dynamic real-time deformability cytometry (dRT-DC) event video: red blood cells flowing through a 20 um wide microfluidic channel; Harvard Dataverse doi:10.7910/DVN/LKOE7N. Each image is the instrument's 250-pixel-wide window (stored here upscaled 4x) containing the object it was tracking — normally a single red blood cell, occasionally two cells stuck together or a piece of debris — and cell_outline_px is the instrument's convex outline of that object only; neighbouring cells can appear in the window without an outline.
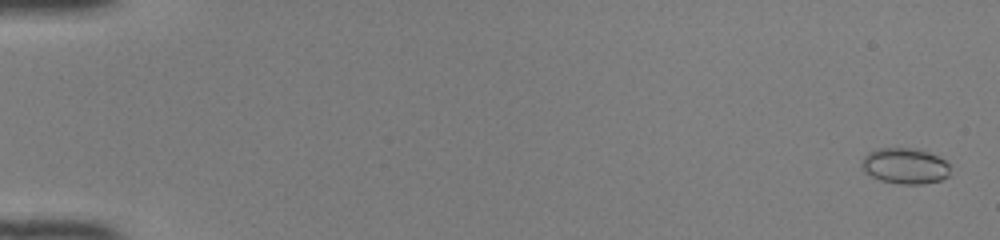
{"species": "common noctule bat (a hibernating species)", "species_latin": "Nyctalus noctula", "temperature_condition": "room temperature", "stored_images_in_passage": 51, "camera_frame_rate_fps": 3000, "um_per_image_px": 0.085, "animal": {"sex": "female", "body_mass_g": 22.0, "forearm_length_mm": 56.7}, "frame": {"image": 1, "passage_image": 2, "time_ms": 0.333, "image_size_px": [1000, 240], "cell_outline_px": [[948, 176], [940, 180], [924, 184], [900, 184], [880, 180], [864, 172], [860, 164], [864, 156], [868, 152], [876, 148], [916, 148], [928, 152], [944, 160], [948, 164]], "centroid_in_image_um": [76.88, 14.1], "position_along_channel_um": 8.1, "area_um2": 18.5}}
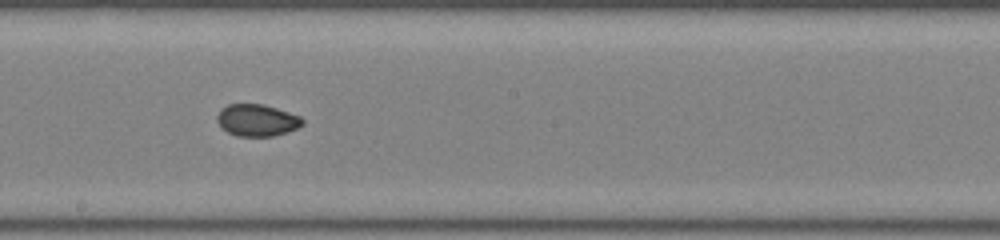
{"frame": {"image": 2, "passage_image": 30, "time_ms": 9.667, "image_size_px": [1000, 240], "cell_outline_px": [[304, 124], [296, 128], [272, 136], [236, 136], [228, 132], [216, 120], [216, 116], [220, 108], [228, 104], [264, 104], [300, 116], [304, 120]], "centroid_in_image_um": [21.82, 10.2], "position_along_channel_um": 226.4, "area_um2": 15.78}}
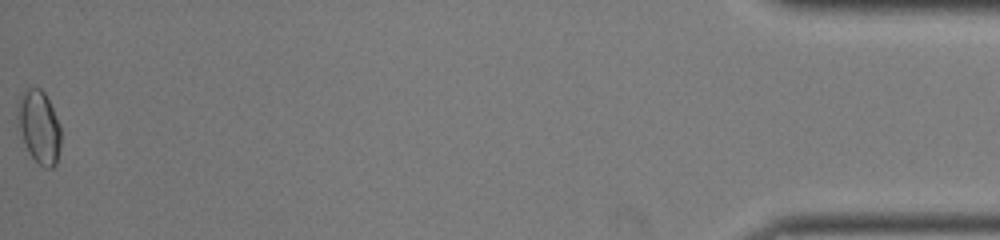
{"frame": {"image": 3, "passage_image": 51, "time_ms": 16.667, "image_size_px": [1000, 240], "cell_outline_px": [[60, 148], [56, 164], [52, 168], [44, 168], [28, 152], [16, 116], [16, 108], [20, 96], [28, 88], [40, 88], [44, 92], [60, 124]], "centroid_in_image_um": [3.33, 10.78], "position_along_channel_um": 431.9, "area_um2": 18.15}, "authors_computed_cell_mechanics": {"area_um2": 16.473, "velocity_mm_per_s": 4.1564, "shape_relaxation_time_tau1_ms": null, "shape_relaxation_time_tau2_ms": 1.0553, "deformation_change_tau1": null, "deformation_change_tau2": 0.0345}}